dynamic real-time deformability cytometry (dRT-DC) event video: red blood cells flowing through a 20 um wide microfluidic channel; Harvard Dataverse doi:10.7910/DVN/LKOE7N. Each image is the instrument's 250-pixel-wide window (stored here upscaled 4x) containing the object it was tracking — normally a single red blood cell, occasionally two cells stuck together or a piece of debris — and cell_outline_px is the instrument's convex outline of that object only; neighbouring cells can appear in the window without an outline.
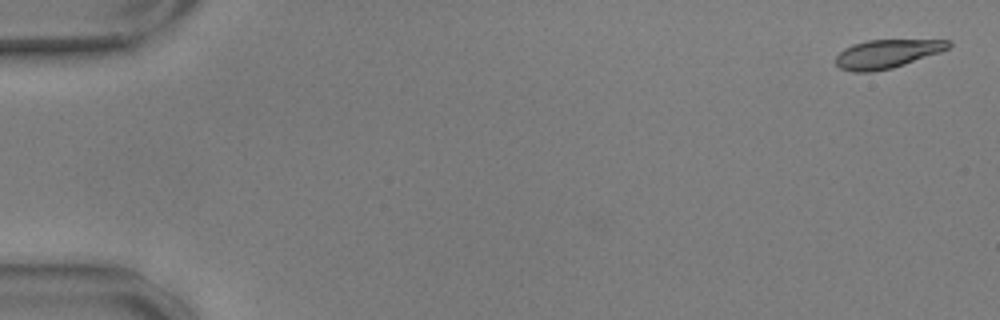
{"species": "common noctule bat (a hibernating species)", "species_latin": "Nyctalus noctula", "temperature_condition": "warm", "stored_images_in_passage": 57, "camera_frame_rate_fps": 3000, "um_per_image_px": 0.085, "animal": {"sex": "male", "body_mass_g": 17.9, "forearm_length_mm": 54.2}, "frame": {"image": 1, "passage_image": 2, "time_ms": 0.333, "image_size_px": [1000, 320], "cell_outline_px": [[952, 44], [948, 48], [940, 52], [892, 68], [872, 72], [852, 72], [840, 68], [836, 64], [836, 56], [844, 48], [852, 44], [868, 40], [952, 40]], "centroid_in_image_um": [75.37, 4.57], "position_along_channel_um": 9.6, "area_um2": 18.73}}
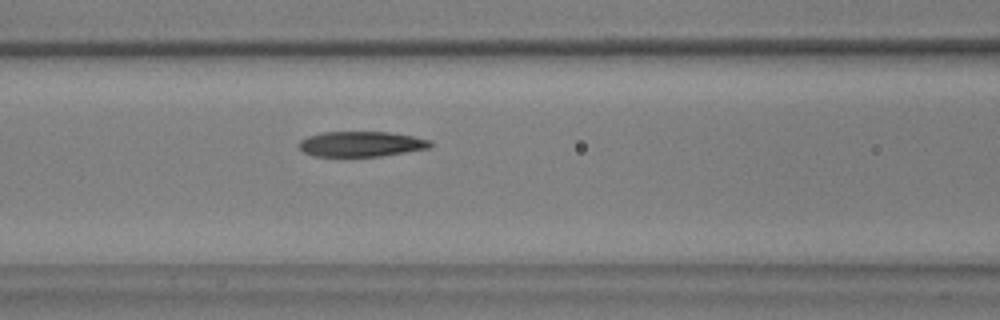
{"frame": {"image": 2, "passage_image": 25, "time_ms": 8.0, "image_size_px": [1000, 320], "cell_outline_px": [[432, 144], [428, 148], [380, 156], [312, 156], [304, 152], [296, 144], [300, 140], [308, 136], [324, 132], [388, 132], [412, 136], [432, 140]], "centroid_in_image_um": [30.66, 12.24], "position_along_channel_um": 135.9, "area_um2": 19.25}}
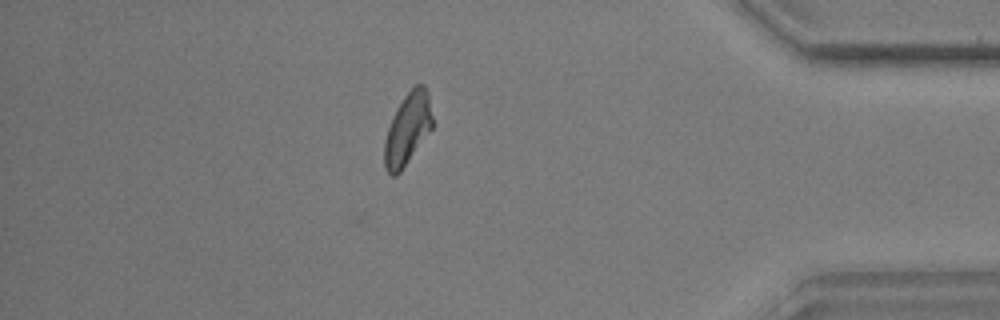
{"frame": {"image": 3, "passage_image": 50, "time_ms": 16.333, "image_size_px": [1000, 320], "cell_outline_px": [[432, 128], [400, 172], [396, 176], [392, 176], [384, 168], [384, 140], [392, 116], [396, 108], [404, 96], [416, 84], [424, 84], [428, 92], [432, 116]], "centroid_in_image_um": [34.63, 10.96], "position_along_channel_um": 400.6, "area_um2": 20.0}, "authors_computed_cell_mechanics": {"area_um2": 19.9988, "velocity_mm_per_s": 3.5744, "shape_relaxation_time_tau1_ms": 6.5634, "shape_relaxation_time_tau2_ms": 2.587, "deformation_change_tau1": 0.1967, "deformation_change_tau2": 0.0926}}